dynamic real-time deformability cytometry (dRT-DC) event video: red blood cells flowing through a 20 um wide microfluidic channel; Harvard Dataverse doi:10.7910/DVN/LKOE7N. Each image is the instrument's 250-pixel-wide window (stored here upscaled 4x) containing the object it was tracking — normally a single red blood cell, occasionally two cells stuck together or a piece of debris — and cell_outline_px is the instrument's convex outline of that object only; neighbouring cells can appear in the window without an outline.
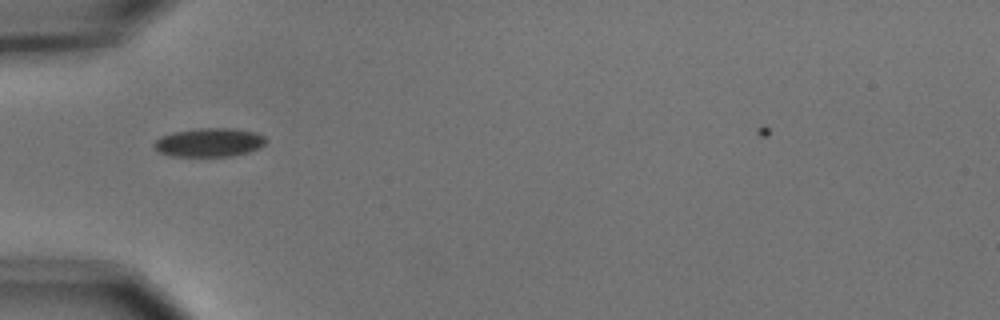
{"species": "common noctule bat (a hibernating species)", "species_latin": "Nyctalus noctula", "temperature_condition": "cold", "stored_images_in_passage": 45, "camera_frame_rate_fps": 3000, "um_per_image_px": 0.085, "animal": {"sex": "male", "body_mass_g": 15.6}, "frame": {"image": 1, "passage_image": 9, "time_ms": 2.667, "image_size_px": [1000, 320], "cell_outline_px": [[268, 140], [260, 148], [248, 152], [232, 156], [172, 156], [160, 152], [152, 144], [160, 136], [172, 132], [200, 128], [232, 128], [256, 132], [264, 136]], "centroid_in_image_um": [17.81, 12.1], "position_along_channel_um": 67.2, "area_um2": 18.79}}
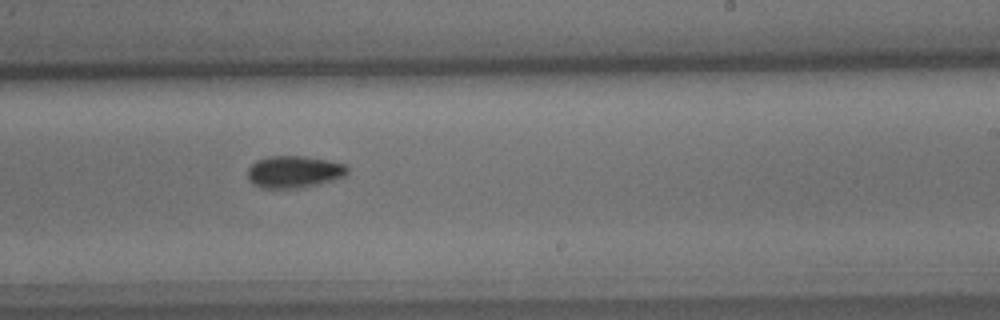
{"frame": {"image": 2, "passage_image": 25, "time_ms": 8.0, "image_size_px": [1000, 320], "cell_outline_px": [[348, 172], [344, 176], [320, 184], [296, 188], [264, 188], [252, 184], [248, 180], [248, 168], [256, 160], [268, 156], [304, 156], [328, 160], [344, 164], [348, 168]], "centroid_in_image_um": [24.97, 14.6], "position_along_channel_um": 264.0, "area_um2": 18.67}}
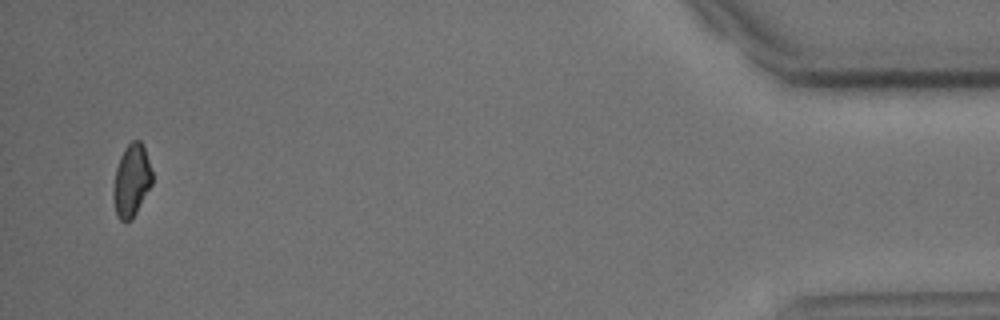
{"frame": {"image": 3, "passage_image": 44, "time_ms": 14.333, "image_size_px": [1000, 320], "cell_outline_px": [[152, 184], [132, 220], [120, 220], [116, 216], [112, 196], [112, 188], [116, 168], [120, 156], [124, 148], [132, 140], [140, 140], [144, 144], [152, 172]], "centroid_in_image_um": [11.16, 15.33], "position_along_channel_um": 424.0, "area_um2": 16.65}}